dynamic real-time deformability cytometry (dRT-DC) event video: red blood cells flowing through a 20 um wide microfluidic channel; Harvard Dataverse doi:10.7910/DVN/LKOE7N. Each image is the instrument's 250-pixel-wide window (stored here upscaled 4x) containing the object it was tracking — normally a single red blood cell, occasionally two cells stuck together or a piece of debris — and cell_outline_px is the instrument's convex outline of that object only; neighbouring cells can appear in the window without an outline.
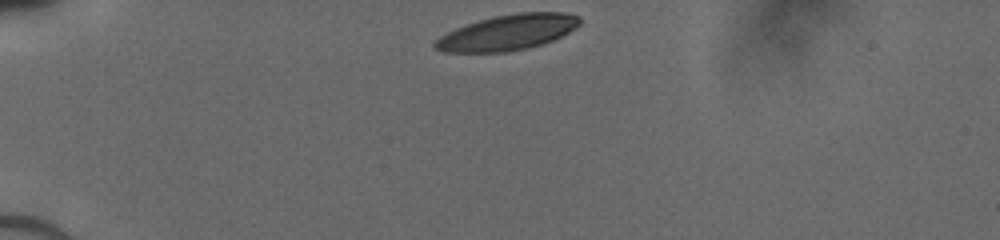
{"species": "human", "species_latin": "Homo sapiens", "temperature_condition": "cold", "stored_images_in_passage": 31, "camera_frame_rate_fps": 3000, "um_per_image_px": 0.085, "donor": {"sex": "male"}, "frame": {"image": 1, "passage_image": 1, "time_ms": 0.0, "image_size_px": [1000, 240], "cell_outline_px": [[580, 24], [576, 28], [544, 44], [504, 52], [444, 52], [432, 48], [432, 44], [440, 36], [456, 28], [492, 16], [516, 12], [564, 12], [580, 16]], "centroid_in_image_um": [43.15, 2.75], "position_along_channel_um": 41.9, "area_um2": 29.88}}
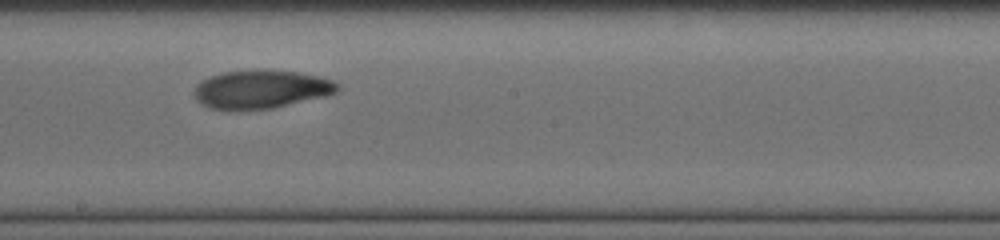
{"frame": {"image": 2, "passage_image": 18, "time_ms": 5.667, "image_size_px": [1000, 240], "cell_outline_px": [[340, 88], [336, 92], [324, 96], [272, 108], [228, 112], [208, 108], [200, 104], [196, 100], [192, 92], [196, 84], [200, 80], [224, 72], [256, 68], [260, 68], [300, 72], [320, 76], [332, 80], [340, 84]], "centroid_in_image_um": [22.12, 7.59], "position_along_channel_um": 226.1, "area_um2": 33.12}}
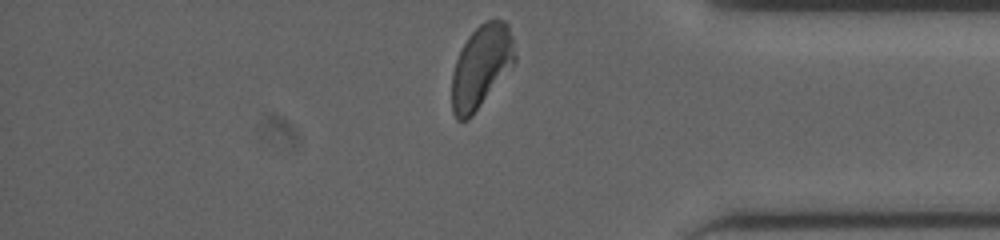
{"frame": {"image": 3, "passage_image": 31, "time_ms": 10.0, "image_size_px": [1000, 240], "cell_outline_px": [[516, 60], [472, 116], [468, 120], [456, 120], [452, 112], [452, 72], [456, 60], [468, 36], [484, 20], [504, 20], [508, 24], [512, 36], [516, 56]], "centroid_in_image_um": [40.89, 5.65], "position_along_channel_um": 394.3, "area_um2": 30.11}}